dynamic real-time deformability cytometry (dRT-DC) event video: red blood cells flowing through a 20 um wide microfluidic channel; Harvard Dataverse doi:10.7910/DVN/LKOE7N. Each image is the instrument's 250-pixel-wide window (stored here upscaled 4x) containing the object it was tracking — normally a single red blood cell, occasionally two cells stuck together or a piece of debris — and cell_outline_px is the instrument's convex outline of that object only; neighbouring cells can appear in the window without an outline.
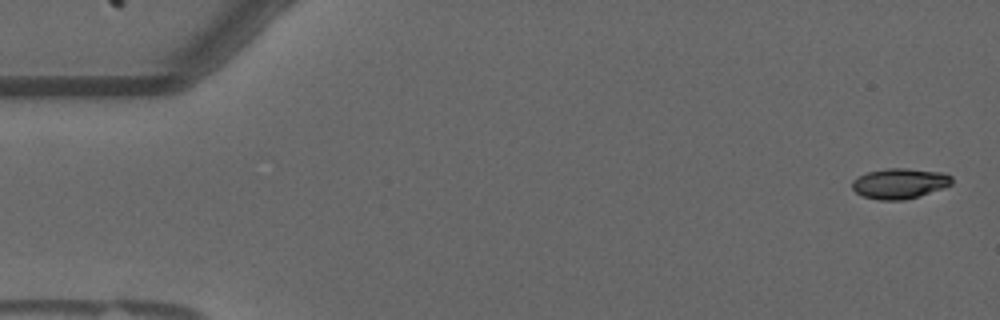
{"species": "common noctule bat (a hibernating species)", "species_latin": "Nyctalus noctula", "temperature_condition": "warm", "stored_images_in_passage": 55, "camera_frame_rate_fps": 3000, "um_per_image_px": 0.085, "animal": {"sex": "male", "forearm_length_mm": 52.5}, "frame": {"image": 1, "passage_image": 1, "time_ms": 0.0, "image_size_px": [1000, 320], "cell_outline_px": [[952, 184], [944, 188], [920, 196], [904, 200], [880, 200], [860, 196], [852, 188], [852, 180], [868, 172], [888, 168], [908, 168], [944, 172], [952, 176]], "centroid_in_image_um": [76.5, 15.6], "position_along_channel_um": 8.5, "area_um2": 17.86}}
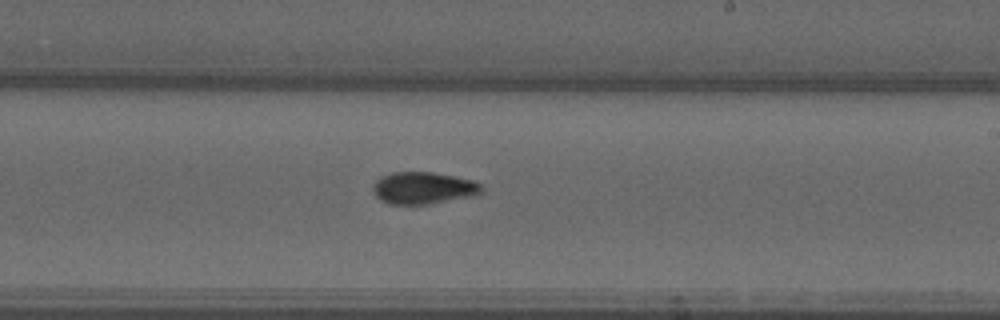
{"frame": {"image": 2, "passage_image": 32, "time_ms": 10.333, "image_size_px": [1000, 320], "cell_outline_px": [[484, 188], [476, 196], [428, 204], [388, 204], [380, 200], [372, 192], [372, 184], [380, 176], [392, 172], [432, 172], [476, 180]], "centroid_in_image_um": [35.98, 15.98], "position_along_channel_um": 253.0, "area_um2": 20.63}}
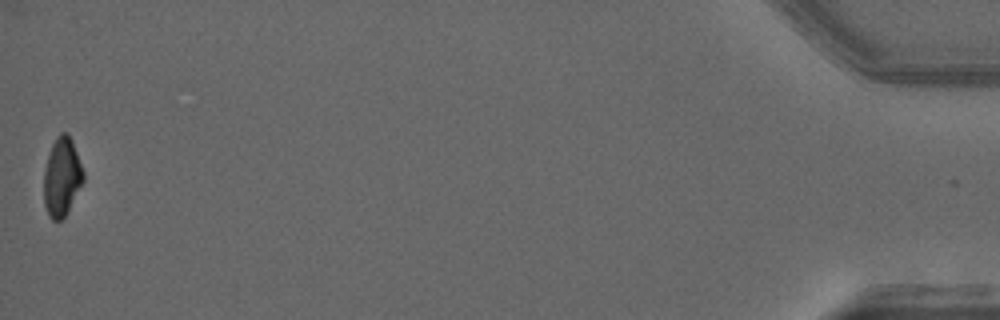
{"frame": {"image": 3, "passage_image": 55, "time_ms": 18.0, "image_size_px": [1000, 320], "cell_outline_px": [[84, 180], [68, 212], [60, 220], [52, 220], [48, 216], [44, 204], [44, 172], [48, 156], [52, 144], [56, 136], [60, 132], [68, 132], [72, 140], [84, 172]], "centroid_in_image_um": [5.26, 15.03], "position_along_channel_um": 429.9, "area_um2": 18.15}, "authors_computed_cell_mechanics": {"area_um2": 19.1896, "velocity_mm_per_s": 3.6483, "shape_relaxation_time_tau1_ms": 8.1427, "shape_relaxation_time_tau2_ms": 3.218, "deformation_change_tau1": 0.2007, "deformation_change_tau2": 0.0711}}